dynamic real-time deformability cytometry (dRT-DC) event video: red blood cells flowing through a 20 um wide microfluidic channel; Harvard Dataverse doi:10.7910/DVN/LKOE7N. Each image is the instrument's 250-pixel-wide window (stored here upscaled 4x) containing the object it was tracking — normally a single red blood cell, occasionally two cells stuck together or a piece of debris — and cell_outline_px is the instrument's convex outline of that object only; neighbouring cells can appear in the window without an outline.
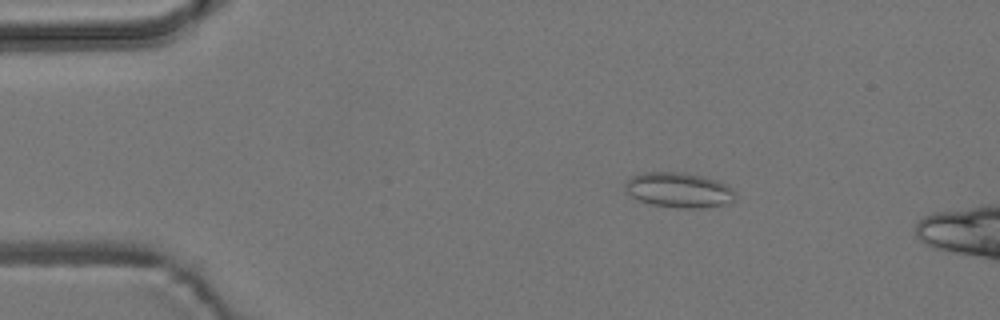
{"species": "common noctule bat (a hibernating species)", "species_latin": "Nyctalus noctula", "temperature_condition": "room temperature", "stored_images_in_passage": 4, "camera_frame_rate_fps": 3000, "um_per_image_px": 0.085, "animal": {"sex": "male", "body_mass_g": 19.2, "forearm_length_mm": 51.8}, "frame": {"image": 1, "passage_image": 2, "time_ms": 1.333, "image_size_px": [1000, 320], "cell_outline_px": [[736, 200], [724, 204], [708, 208], [676, 208], [648, 204], [632, 196], [624, 188], [624, 184], [632, 176], [640, 172], [684, 172], [704, 176], [716, 180], [732, 188], [736, 192]], "centroid_in_image_um": [57.72, 16.16], "position_along_channel_um": 27.3, "area_um2": 22.83}}